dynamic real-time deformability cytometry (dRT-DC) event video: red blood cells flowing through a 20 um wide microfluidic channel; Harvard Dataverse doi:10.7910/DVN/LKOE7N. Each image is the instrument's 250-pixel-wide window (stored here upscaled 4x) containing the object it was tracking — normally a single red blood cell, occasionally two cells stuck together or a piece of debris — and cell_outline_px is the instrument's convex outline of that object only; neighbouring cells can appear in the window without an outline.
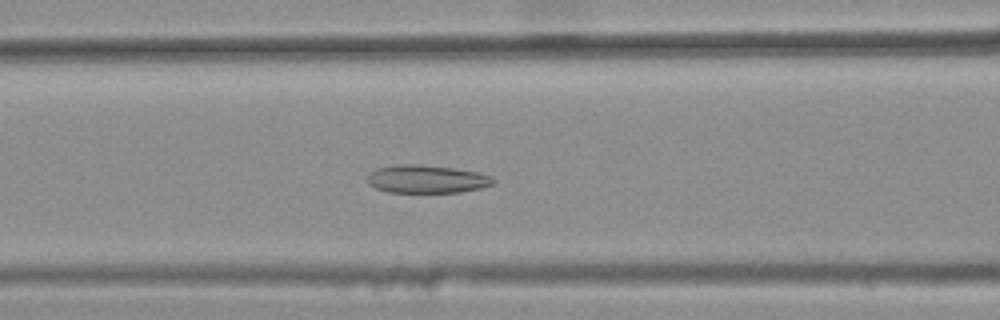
{"species": "common noctule bat (a hibernating species)", "species_latin": "Nyctalus noctula", "temperature_condition": "warm", "stored_images_in_passage": 43, "camera_frame_rate_fps": 3000, "um_per_image_px": 0.085, "animal": {"sex": "female", "body_mass_g": 25.1}, "frame": {"image": 1, "passage_image": 21, "time_ms": 6.667, "image_size_px": [1000, 320], "cell_outline_px": [[496, 180], [492, 184], [480, 188], [460, 192], [388, 192], [376, 188], [368, 184], [368, 172], [376, 168], [400, 164], [420, 164], [452, 168], [476, 172], [492, 176]], "centroid_in_image_um": [36.24, 15.22], "position_along_channel_um": 130.4, "area_um2": 20.52}}
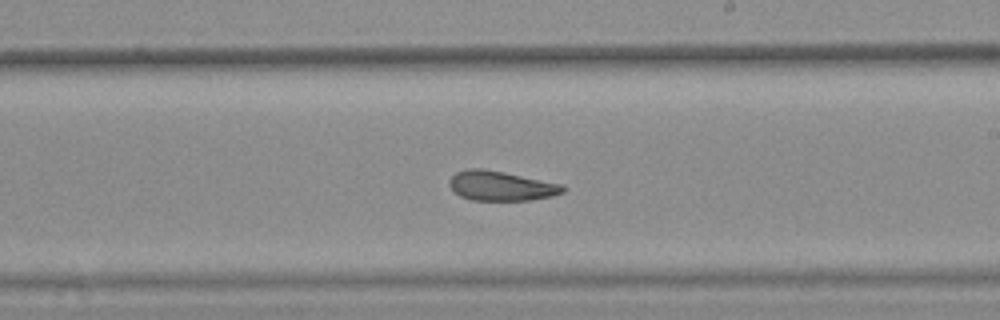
{"frame": {"image": 2, "passage_image": 30, "time_ms": 9.667, "image_size_px": [1000, 320], "cell_outline_px": [[564, 192], [552, 196], [532, 200], [472, 200], [460, 196], [448, 184], [448, 180], [456, 172], [468, 168], [484, 168], [564, 184]], "centroid_in_image_um": [42.59, 15.79], "position_along_channel_um": 246.4, "area_um2": 19.71}}
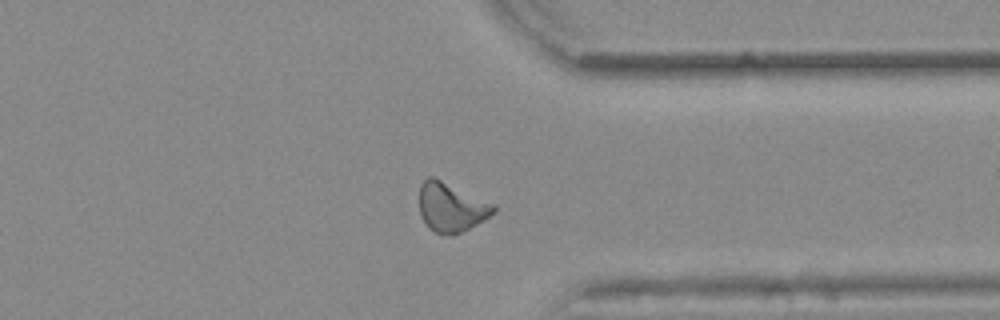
{"frame": {"image": 3, "passage_image": 40, "time_ms": 13.0, "image_size_px": [1000, 320], "cell_outline_px": [[496, 212], [476, 224], [460, 232], [448, 236], [436, 232], [428, 228], [420, 216], [420, 184], [428, 176], [432, 176], [496, 204]], "centroid_in_image_um": [38.35, 17.61], "position_along_channel_um": 373.1, "area_um2": 21.21}, "authors_computed_cell_mechanics": {"area_um2": 21.2126, "velocity_mm_per_s": 3.8767, "shape_relaxation_time_tau1_ms": null, "shape_relaxation_time_tau2_ms": 3.0432, "deformation_change_tau1": null, "deformation_change_tau2": 0.1079}}